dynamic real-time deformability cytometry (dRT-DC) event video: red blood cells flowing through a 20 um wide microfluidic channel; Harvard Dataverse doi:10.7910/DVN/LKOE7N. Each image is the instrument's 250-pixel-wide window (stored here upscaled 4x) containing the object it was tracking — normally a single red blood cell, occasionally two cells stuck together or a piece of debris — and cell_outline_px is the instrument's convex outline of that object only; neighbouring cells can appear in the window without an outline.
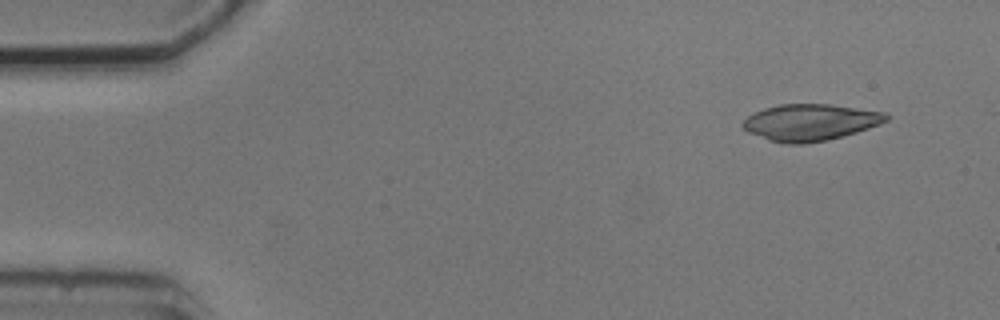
{"species": "common noctule bat (a hibernating species)", "species_latin": "Nyctalus noctula", "temperature_condition": "cold", "stored_images_in_passage": 5, "camera_frame_rate_fps": 3000, "um_per_image_px": 0.085, "animal": {"sex": "male", "body_mass_g": 20.5, "forearm_length_mm": 52.5}, "frame": {"image": 1, "passage_image": 1, "time_ms": 0.0, "image_size_px": [1000, 320], "cell_outline_px": [[892, 116], [888, 120], [880, 124], [844, 136], [828, 140], [804, 144], [788, 144], [768, 140], [748, 132], [740, 124], [748, 116], [764, 108], [780, 104], [828, 104], [884, 112]], "centroid_in_image_um": [68.88, 10.4], "position_along_channel_um": 16.1, "area_um2": 30.58}}